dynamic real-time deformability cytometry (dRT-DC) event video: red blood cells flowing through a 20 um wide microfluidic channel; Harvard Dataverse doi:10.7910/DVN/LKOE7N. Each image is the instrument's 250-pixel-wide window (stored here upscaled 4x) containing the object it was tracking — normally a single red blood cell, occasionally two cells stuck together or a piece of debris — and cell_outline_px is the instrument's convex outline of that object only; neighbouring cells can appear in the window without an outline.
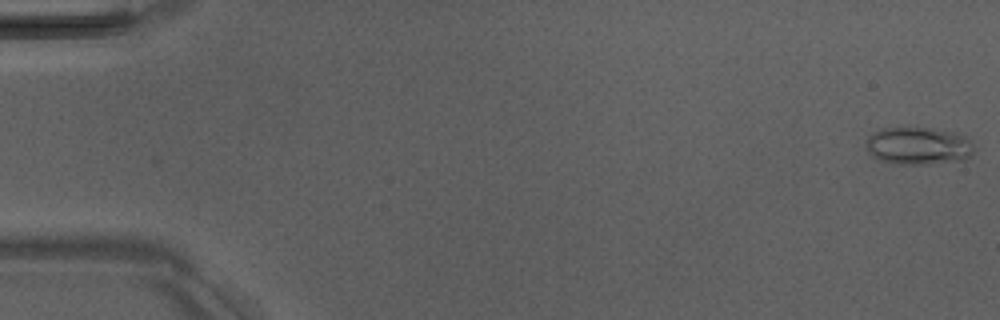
{"species": "Egyptian fruit bat (a non-hibernating species)", "species_latin": "Rousettus aegyptiacus", "temperature_condition": "room temperature", "stored_images_in_passage": 6, "camera_frame_rate_fps": 3000, "um_per_image_px": 0.085, "animal": {"sex": "male"}, "frame": {"image": 1, "passage_image": 1, "time_ms": 0.0, "image_size_px": [1000, 320], "cell_outline_px": [[972, 152], [964, 160], [928, 164], [892, 164], [880, 160], [872, 156], [868, 152], [868, 136], [880, 128], [932, 128], [952, 132], [964, 136], [972, 140]], "centroid_in_image_um": [78.05, 12.4], "position_along_channel_um": 7.0, "area_um2": 23.52}}